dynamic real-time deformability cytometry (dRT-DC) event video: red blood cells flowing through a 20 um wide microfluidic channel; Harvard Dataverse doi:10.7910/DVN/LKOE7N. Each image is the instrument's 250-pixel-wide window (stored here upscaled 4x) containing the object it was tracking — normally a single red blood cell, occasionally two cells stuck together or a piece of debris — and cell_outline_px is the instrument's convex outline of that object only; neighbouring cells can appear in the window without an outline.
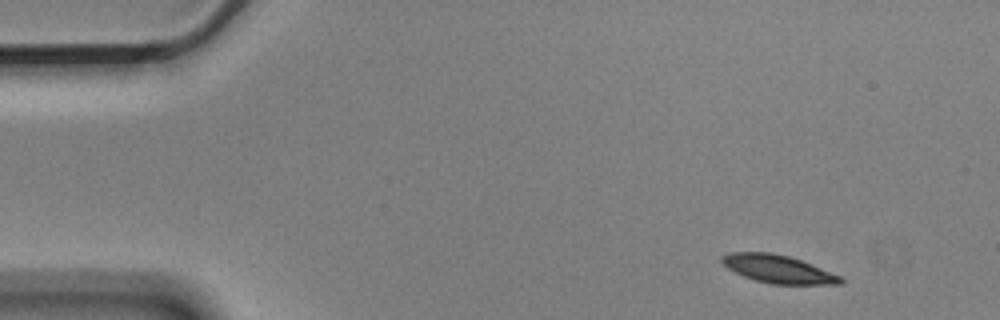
{"species": "Egyptian fruit bat (a non-hibernating species)", "species_latin": "Rousettus aegyptiacus", "temperature_condition": "cold", "stored_images_in_passage": 5, "camera_frame_rate_fps": 3000, "um_per_image_px": 0.085, "animal": {"sex": "male"}, "frame": {"image": 1, "passage_image": 1, "time_ms": 0.0, "image_size_px": [1000, 320], "cell_outline_px": [[844, 280], [840, 284], [772, 284], [756, 280], [744, 276], [728, 268], [720, 260], [720, 256], [728, 252], [772, 252], [788, 256], [800, 260], [840, 276]], "centroid_in_image_um": [66.09, 22.85], "position_along_channel_um": 18.9, "area_um2": 19.07}}
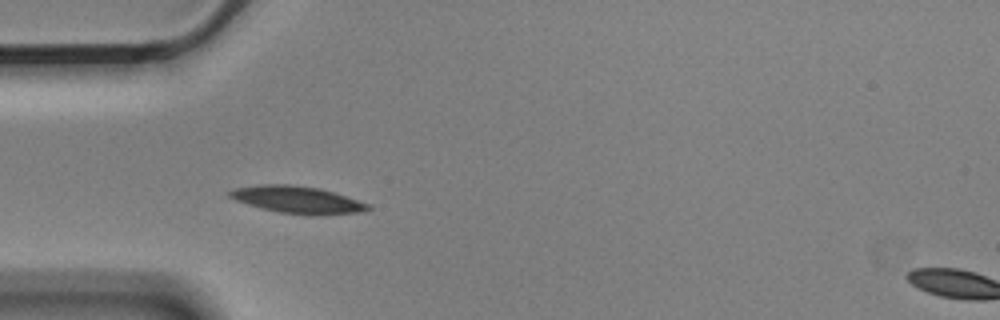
{"frame": {"image": 2, "passage_image": 4, "time_ms": 1.0, "image_size_px": [1000, 320], "cell_outline_px": [[372, 208], [364, 212], [316, 216], [312, 216], [280, 212], [248, 204], [236, 200], [228, 196], [224, 192], [232, 188], [260, 184], [288, 184], [320, 188], [368, 204]], "centroid_in_image_um": [25.24, 16.98], "position_along_channel_um": 59.8, "area_um2": 21.96}}
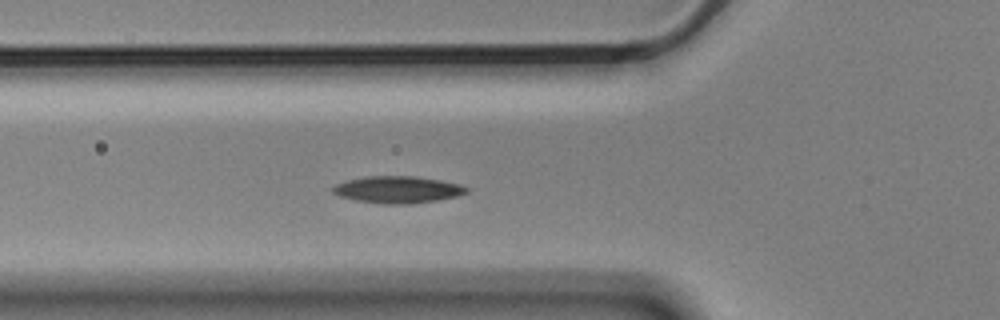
{"frame": {"image": 3, "passage_image": 5, "time_ms": 1.333, "image_size_px": [1000, 320], "cell_outline_px": [[468, 192], [456, 196], [436, 200], [408, 204], [384, 204], [356, 200], [340, 196], [332, 192], [332, 188], [336, 184], [348, 180], [368, 176], [416, 176], [440, 180], [460, 184], [468, 188]], "centroid_in_image_um": [33.81, 16.11], "position_along_channel_um": 92.0, "area_um2": 20.81}}